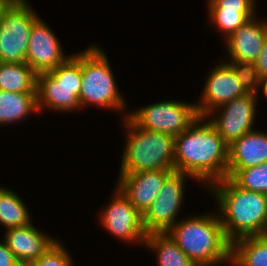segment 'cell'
<instances>
[{
    "label": "cell",
    "instance_id": "obj_1",
    "mask_svg": "<svg viewBox=\"0 0 267 266\" xmlns=\"http://www.w3.org/2000/svg\"><path fill=\"white\" fill-rule=\"evenodd\" d=\"M228 151L229 146L212 124L205 117H198L174 137V170L209 187L227 177Z\"/></svg>",
    "mask_w": 267,
    "mask_h": 266
},
{
    "label": "cell",
    "instance_id": "obj_2",
    "mask_svg": "<svg viewBox=\"0 0 267 266\" xmlns=\"http://www.w3.org/2000/svg\"><path fill=\"white\" fill-rule=\"evenodd\" d=\"M218 204L227 238L267 234V194L245 190L226 177L208 187Z\"/></svg>",
    "mask_w": 267,
    "mask_h": 266
},
{
    "label": "cell",
    "instance_id": "obj_3",
    "mask_svg": "<svg viewBox=\"0 0 267 266\" xmlns=\"http://www.w3.org/2000/svg\"><path fill=\"white\" fill-rule=\"evenodd\" d=\"M166 233L197 266L230 263L232 242L218 213L179 220Z\"/></svg>",
    "mask_w": 267,
    "mask_h": 266
},
{
    "label": "cell",
    "instance_id": "obj_4",
    "mask_svg": "<svg viewBox=\"0 0 267 266\" xmlns=\"http://www.w3.org/2000/svg\"><path fill=\"white\" fill-rule=\"evenodd\" d=\"M127 140L119 174L141 171L174 169V137L138 126L128 115L124 116Z\"/></svg>",
    "mask_w": 267,
    "mask_h": 266
},
{
    "label": "cell",
    "instance_id": "obj_5",
    "mask_svg": "<svg viewBox=\"0 0 267 266\" xmlns=\"http://www.w3.org/2000/svg\"><path fill=\"white\" fill-rule=\"evenodd\" d=\"M90 46L81 51V90L80 107H98L121 111L127 107L125 99L118 91L115 76L106 54L98 47Z\"/></svg>",
    "mask_w": 267,
    "mask_h": 266
},
{
    "label": "cell",
    "instance_id": "obj_6",
    "mask_svg": "<svg viewBox=\"0 0 267 266\" xmlns=\"http://www.w3.org/2000/svg\"><path fill=\"white\" fill-rule=\"evenodd\" d=\"M81 52L71 55L54 70L37 75V107L58 112L80 109Z\"/></svg>",
    "mask_w": 267,
    "mask_h": 266
},
{
    "label": "cell",
    "instance_id": "obj_7",
    "mask_svg": "<svg viewBox=\"0 0 267 266\" xmlns=\"http://www.w3.org/2000/svg\"><path fill=\"white\" fill-rule=\"evenodd\" d=\"M27 0H10L0 12V62H25L34 23L40 18Z\"/></svg>",
    "mask_w": 267,
    "mask_h": 266
},
{
    "label": "cell",
    "instance_id": "obj_8",
    "mask_svg": "<svg viewBox=\"0 0 267 266\" xmlns=\"http://www.w3.org/2000/svg\"><path fill=\"white\" fill-rule=\"evenodd\" d=\"M129 113V114H128ZM138 126L173 137L187 130L199 116L196 104L179 101H161L127 112Z\"/></svg>",
    "mask_w": 267,
    "mask_h": 266
},
{
    "label": "cell",
    "instance_id": "obj_9",
    "mask_svg": "<svg viewBox=\"0 0 267 266\" xmlns=\"http://www.w3.org/2000/svg\"><path fill=\"white\" fill-rule=\"evenodd\" d=\"M186 177L182 172L173 171L164 181L159 195L142 215L145 232L164 233L178 221L179 208L183 204Z\"/></svg>",
    "mask_w": 267,
    "mask_h": 266
},
{
    "label": "cell",
    "instance_id": "obj_10",
    "mask_svg": "<svg viewBox=\"0 0 267 266\" xmlns=\"http://www.w3.org/2000/svg\"><path fill=\"white\" fill-rule=\"evenodd\" d=\"M114 191L113 200L100 211V224L122 241L145 243L147 233L143 227L142 215L118 187Z\"/></svg>",
    "mask_w": 267,
    "mask_h": 266
},
{
    "label": "cell",
    "instance_id": "obj_11",
    "mask_svg": "<svg viewBox=\"0 0 267 266\" xmlns=\"http://www.w3.org/2000/svg\"><path fill=\"white\" fill-rule=\"evenodd\" d=\"M258 96L246 94L237 97L220 107L223 112L218 116L207 115L205 118L212 124L224 142L229 146L242 135L254 130ZM213 119H211V118Z\"/></svg>",
    "mask_w": 267,
    "mask_h": 266
},
{
    "label": "cell",
    "instance_id": "obj_12",
    "mask_svg": "<svg viewBox=\"0 0 267 266\" xmlns=\"http://www.w3.org/2000/svg\"><path fill=\"white\" fill-rule=\"evenodd\" d=\"M248 94L229 63L215 66L207 77L200 103H195L200 117L216 114L218 107Z\"/></svg>",
    "mask_w": 267,
    "mask_h": 266
},
{
    "label": "cell",
    "instance_id": "obj_13",
    "mask_svg": "<svg viewBox=\"0 0 267 266\" xmlns=\"http://www.w3.org/2000/svg\"><path fill=\"white\" fill-rule=\"evenodd\" d=\"M60 43L50 27L39 18L32 27L25 63L37 75L54 70L71 56L64 55Z\"/></svg>",
    "mask_w": 267,
    "mask_h": 266
},
{
    "label": "cell",
    "instance_id": "obj_14",
    "mask_svg": "<svg viewBox=\"0 0 267 266\" xmlns=\"http://www.w3.org/2000/svg\"><path fill=\"white\" fill-rule=\"evenodd\" d=\"M174 169H158L120 174L117 187L143 215L159 195L165 179Z\"/></svg>",
    "mask_w": 267,
    "mask_h": 266
},
{
    "label": "cell",
    "instance_id": "obj_15",
    "mask_svg": "<svg viewBox=\"0 0 267 266\" xmlns=\"http://www.w3.org/2000/svg\"><path fill=\"white\" fill-rule=\"evenodd\" d=\"M248 20L225 41L230 62L254 63L267 37V21Z\"/></svg>",
    "mask_w": 267,
    "mask_h": 266
},
{
    "label": "cell",
    "instance_id": "obj_16",
    "mask_svg": "<svg viewBox=\"0 0 267 266\" xmlns=\"http://www.w3.org/2000/svg\"><path fill=\"white\" fill-rule=\"evenodd\" d=\"M56 239L42 234L32 223L6 230L4 241L21 266L37 260Z\"/></svg>",
    "mask_w": 267,
    "mask_h": 266
},
{
    "label": "cell",
    "instance_id": "obj_17",
    "mask_svg": "<svg viewBox=\"0 0 267 266\" xmlns=\"http://www.w3.org/2000/svg\"><path fill=\"white\" fill-rule=\"evenodd\" d=\"M267 162V133L252 130L229 145L228 169H247Z\"/></svg>",
    "mask_w": 267,
    "mask_h": 266
},
{
    "label": "cell",
    "instance_id": "obj_18",
    "mask_svg": "<svg viewBox=\"0 0 267 266\" xmlns=\"http://www.w3.org/2000/svg\"><path fill=\"white\" fill-rule=\"evenodd\" d=\"M37 74L25 62H0V90L14 93H37Z\"/></svg>",
    "mask_w": 267,
    "mask_h": 266
},
{
    "label": "cell",
    "instance_id": "obj_19",
    "mask_svg": "<svg viewBox=\"0 0 267 266\" xmlns=\"http://www.w3.org/2000/svg\"><path fill=\"white\" fill-rule=\"evenodd\" d=\"M38 112L37 93H14L0 90V124L23 120Z\"/></svg>",
    "mask_w": 267,
    "mask_h": 266
},
{
    "label": "cell",
    "instance_id": "obj_20",
    "mask_svg": "<svg viewBox=\"0 0 267 266\" xmlns=\"http://www.w3.org/2000/svg\"><path fill=\"white\" fill-rule=\"evenodd\" d=\"M231 258L239 266H267V234L234 240Z\"/></svg>",
    "mask_w": 267,
    "mask_h": 266
},
{
    "label": "cell",
    "instance_id": "obj_21",
    "mask_svg": "<svg viewBox=\"0 0 267 266\" xmlns=\"http://www.w3.org/2000/svg\"><path fill=\"white\" fill-rule=\"evenodd\" d=\"M144 245L156 252L158 266H197L166 232L147 234Z\"/></svg>",
    "mask_w": 267,
    "mask_h": 266
},
{
    "label": "cell",
    "instance_id": "obj_22",
    "mask_svg": "<svg viewBox=\"0 0 267 266\" xmlns=\"http://www.w3.org/2000/svg\"><path fill=\"white\" fill-rule=\"evenodd\" d=\"M29 210L22 199L10 189L0 187V224L6 230L31 223Z\"/></svg>",
    "mask_w": 267,
    "mask_h": 266
},
{
    "label": "cell",
    "instance_id": "obj_23",
    "mask_svg": "<svg viewBox=\"0 0 267 266\" xmlns=\"http://www.w3.org/2000/svg\"><path fill=\"white\" fill-rule=\"evenodd\" d=\"M227 177L245 190L267 194V162L247 169H228Z\"/></svg>",
    "mask_w": 267,
    "mask_h": 266
},
{
    "label": "cell",
    "instance_id": "obj_24",
    "mask_svg": "<svg viewBox=\"0 0 267 266\" xmlns=\"http://www.w3.org/2000/svg\"><path fill=\"white\" fill-rule=\"evenodd\" d=\"M256 13H239L236 11H209V17L215 23L219 31L224 33L225 39L233 34L248 20L256 17Z\"/></svg>",
    "mask_w": 267,
    "mask_h": 266
},
{
    "label": "cell",
    "instance_id": "obj_25",
    "mask_svg": "<svg viewBox=\"0 0 267 266\" xmlns=\"http://www.w3.org/2000/svg\"><path fill=\"white\" fill-rule=\"evenodd\" d=\"M243 89L258 96L261 77L254 63L229 62Z\"/></svg>",
    "mask_w": 267,
    "mask_h": 266
},
{
    "label": "cell",
    "instance_id": "obj_26",
    "mask_svg": "<svg viewBox=\"0 0 267 266\" xmlns=\"http://www.w3.org/2000/svg\"><path fill=\"white\" fill-rule=\"evenodd\" d=\"M71 260L63 244L55 240L37 260L27 266H73Z\"/></svg>",
    "mask_w": 267,
    "mask_h": 266
},
{
    "label": "cell",
    "instance_id": "obj_27",
    "mask_svg": "<svg viewBox=\"0 0 267 266\" xmlns=\"http://www.w3.org/2000/svg\"><path fill=\"white\" fill-rule=\"evenodd\" d=\"M255 0H208V11L255 13Z\"/></svg>",
    "mask_w": 267,
    "mask_h": 266
},
{
    "label": "cell",
    "instance_id": "obj_28",
    "mask_svg": "<svg viewBox=\"0 0 267 266\" xmlns=\"http://www.w3.org/2000/svg\"><path fill=\"white\" fill-rule=\"evenodd\" d=\"M0 266H21L5 241L0 242Z\"/></svg>",
    "mask_w": 267,
    "mask_h": 266
},
{
    "label": "cell",
    "instance_id": "obj_29",
    "mask_svg": "<svg viewBox=\"0 0 267 266\" xmlns=\"http://www.w3.org/2000/svg\"><path fill=\"white\" fill-rule=\"evenodd\" d=\"M261 79L267 78V37L265 39L262 51L254 62Z\"/></svg>",
    "mask_w": 267,
    "mask_h": 266
},
{
    "label": "cell",
    "instance_id": "obj_30",
    "mask_svg": "<svg viewBox=\"0 0 267 266\" xmlns=\"http://www.w3.org/2000/svg\"><path fill=\"white\" fill-rule=\"evenodd\" d=\"M259 87L263 88L262 92H263L264 96L267 98V78L261 79V83H260Z\"/></svg>",
    "mask_w": 267,
    "mask_h": 266
},
{
    "label": "cell",
    "instance_id": "obj_31",
    "mask_svg": "<svg viewBox=\"0 0 267 266\" xmlns=\"http://www.w3.org/2000/svg\"><path fill=\"white\" fill-rule=\"evenodd\" d=\"M10 0H0V12L9 3Z\"/></svg>",
    "mask_w": 267,
    "mask_h": 266
},
{
    "label": "cell",
    "instance_id": "obj_32",
    "mask_svg": "<svg viewBox=\"0 0 267 266\" xmlns=\"http://www.w3.org/2000/svg\"><path fill=\"white\" fill-rule=\"evenodd\" d=\"M231 262L230 264H233L232 266H239L232 258L229 260Z\"/></svg>",
    "mask_w": 267,
    "mask_h": 266
}]
</instances>
